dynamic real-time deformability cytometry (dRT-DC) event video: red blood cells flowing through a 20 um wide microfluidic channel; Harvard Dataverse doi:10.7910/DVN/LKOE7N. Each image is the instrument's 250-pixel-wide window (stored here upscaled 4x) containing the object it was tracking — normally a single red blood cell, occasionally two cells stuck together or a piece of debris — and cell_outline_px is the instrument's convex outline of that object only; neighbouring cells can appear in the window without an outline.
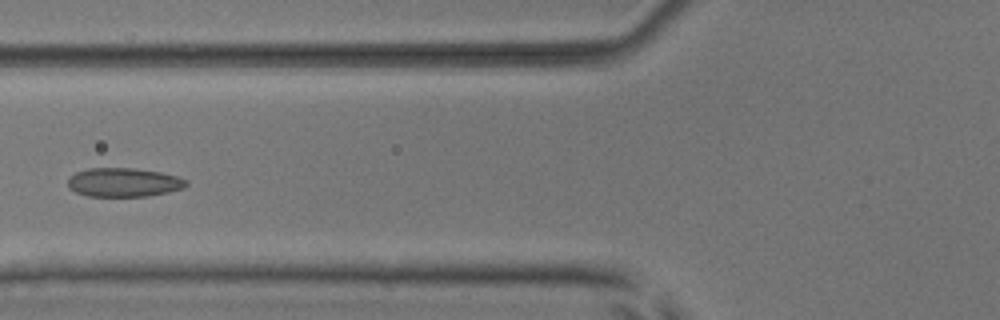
{"species": "common noctule bat (a hibernating species)", "species_latin": "Nyctalus noctula", "temperature_condition": "room temperature", "stored_images_in_passage": 5, "camera_frame_rate_fps": 3000, "um_per_image_px": 0.085, "animal": {"sex": "male", "body_mass_g": 17.9, "forearm_length_mm": 54.2}, "frame": {"image": 1, "passage_image": 5, "time_ms": 5.333, "image_size_px": [1000, 320], "cell_outline_px": [[188, 184], [184, 188], [168, 192], [148, 196], [88, 196], [76, 192], [68, 188], [68, 176], [76, 172], [88, 168], [136, 168], [160, 172], [176, 176], [188, 180]], "centroid_in_image_um": [10.51, 15.49], "position_along_channel_um": 115.3, "area_um2": 20.06}}